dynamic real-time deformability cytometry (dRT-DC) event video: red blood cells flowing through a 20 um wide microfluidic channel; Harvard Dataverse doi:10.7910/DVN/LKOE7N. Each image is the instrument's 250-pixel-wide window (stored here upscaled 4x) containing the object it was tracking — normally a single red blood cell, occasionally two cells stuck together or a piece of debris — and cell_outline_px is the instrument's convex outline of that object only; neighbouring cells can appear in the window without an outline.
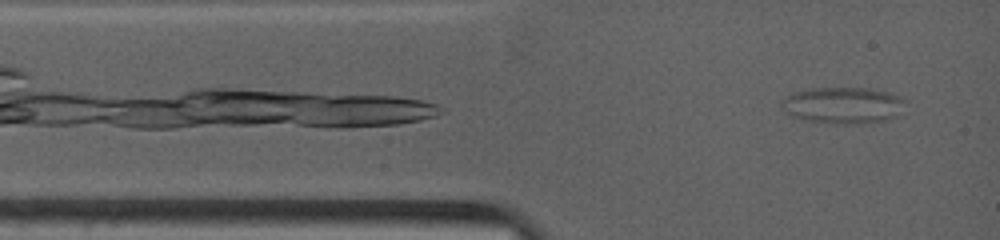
{"species": "common noctule bat (a hibernating species)", "species_latin": "Nyctalus noctula", "temperature_condition": "warm", "stored_images_in_passage": 30, "camera_frame_rate_fps": 4500, "um_per_image_px": 0.085, "animal": {"sex": "female", "body_mass_g": 19.0, "forearm_length_mm": 53.3}, "frame": {"image": 1, "passage_image": 3, "time_ms": 0.444, "image_size_px": [1000, 240], "cell_outline_px": [[908, 100], [888, 120], [852, 124], [836, 124], [800, 120], [788, 116], [784, 112], [784, 100], [792, 92], [812, 88], [868, 88], [888, 92]], "centroid_in_image_um": [71.6, 8.96], "position_along_channel_um": 13.4, "area_um2": 26.18}}
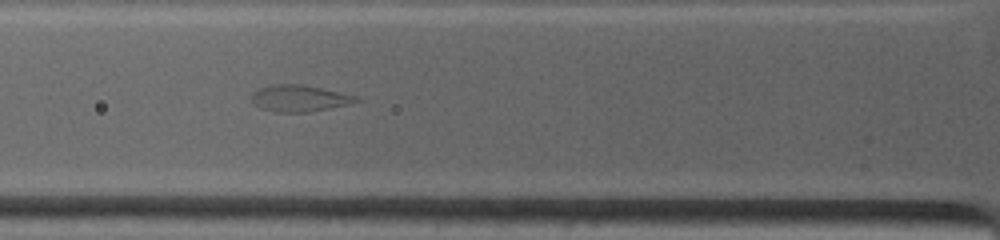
{"frame": {"image": 2, "passage_image": 14, "time_ms": 3.333, "image_size_px": [1000, 240], "cell_outline_px": [[360, 100], [348, 104], [308, 112], [276, 112], [260, 108], [252, 100], [252, 96], [260, 88], [276, 84], [300, 84], [320, 88], [356, 96]], "centroid_in_image_um": [25.44, 8.36], "position_along_channel_um": 100.4, "area_um2": 15.66}}
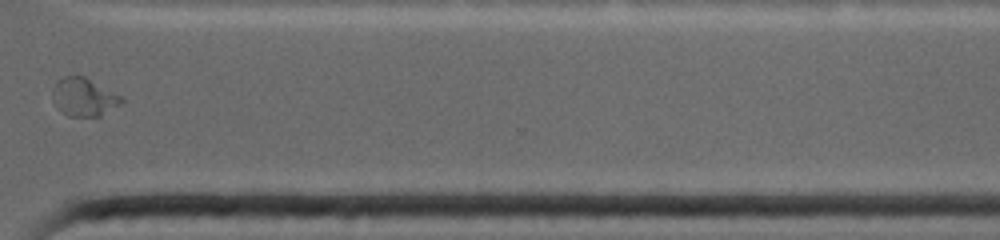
{"frame": {"image": 3, "passage_image": 27, "time_ms": 10.0, "image_size_px": [1000, 240], "cell_outline_px": [[124, 100], [120, 104], [100, 116], [68, 116], [60, 108], [52, 96], [52, 88], [56, 80], [64, 76], [84, 76], [124, 96]], "centroid_in_image_um": [7.16, 8.22], "position_along_channel_um": 363.4, "area_um2": 15.26}}